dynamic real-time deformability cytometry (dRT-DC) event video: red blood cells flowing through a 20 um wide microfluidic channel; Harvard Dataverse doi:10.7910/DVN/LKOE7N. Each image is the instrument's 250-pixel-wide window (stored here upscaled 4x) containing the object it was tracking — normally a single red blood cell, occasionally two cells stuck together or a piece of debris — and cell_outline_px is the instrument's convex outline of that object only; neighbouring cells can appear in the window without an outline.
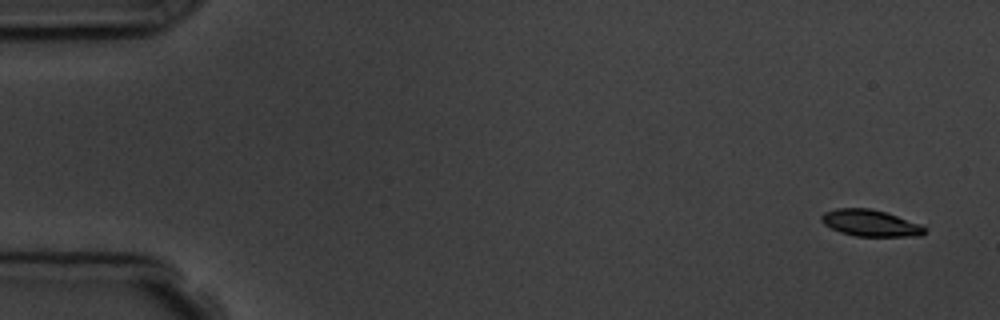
{"species": "common noctule bat (a hibernating species)", "species_latin": "Nyctalus noctula", "temperature_condition": "room temperature", "stored_images_in_passage": 5, "camera_frame_rate_fps": 3000, "um_per_image_px": 0.085, "animal": {"sex": "male", "body_mass_g": 19.5, "forearm_length_mm": 54.6}, "frame": {"image": 1, "passage_image": 1, "time_ms": 0.0, "image_size_px": [1000, 320], "cell_outline_px": [[928, 228], [920, 236], [856, 236], [840, 232], [824, 224], [820, 220], [820, 216], [824, 212], [836, 208], [872, 208], [920, 224]], "centroid_in_image_um": [73.96, 18.96], "position_along_channel_um": 11.0, "area_um2": 15.9}}